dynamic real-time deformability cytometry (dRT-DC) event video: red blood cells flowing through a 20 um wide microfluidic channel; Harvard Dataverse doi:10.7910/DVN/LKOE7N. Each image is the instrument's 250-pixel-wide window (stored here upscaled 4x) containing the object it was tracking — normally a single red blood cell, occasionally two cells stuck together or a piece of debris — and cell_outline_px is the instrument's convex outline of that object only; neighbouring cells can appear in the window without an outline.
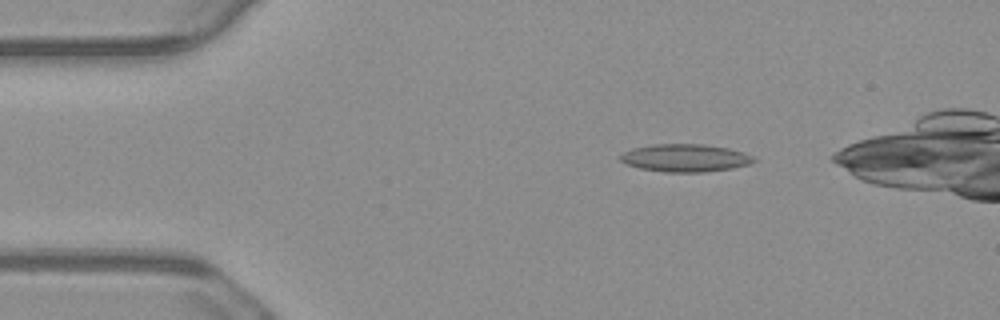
{"species": "common noctule bat (a hibernating species)", "species_latin": "Nyctalus noctula", "temperature_condition": "warm", "stored_images_in_passage": 42, "camera_frame_rate_fps": 3000, "um_per_image_px": 0.085, "animal": {"sex": "male", "body_mass_g": 23.1, "forearm_length_mm": 52.7}, "frame": {"image": 1, "passage_image": 2, "time_ms": 0.333, "image_size_px": [1000, 320], "cell_outline_px": [[756, 160], [748, 164], [732, 168], [704, 172], [664, 172], [640, 168], [628, 164], [620, 160], [620, 156], [624, 152], [632, 148], [652, 144], [704, 144], [728, 148], [744, 152], [756, 156]], "centroid_in_image_um": [58.27, 13.42], "position_along_channel_um": 26.7, "area_um2": 21.56}}
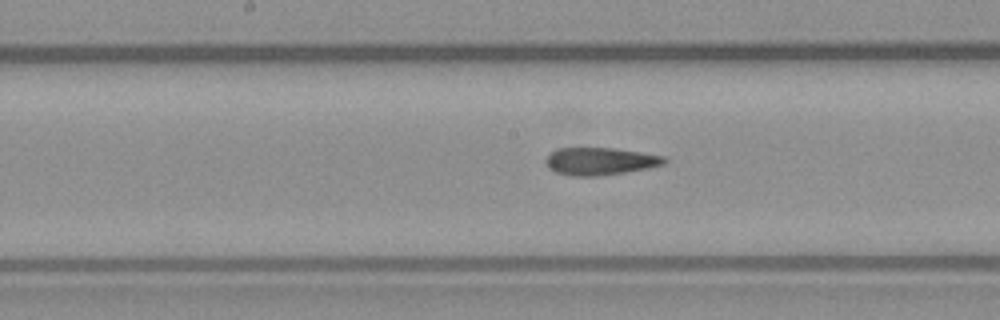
{"frame": {"image": 2, "passage_image": 20, "time_ms": 6.333, "image_size_px": [1000, 320], "cell_outline_px": [[668, 160], [664, 164], [648, 168], [624, 172], [596, 176], [572, 176], [556, 172], [548, 168], [544, 160], [556, 148], [612, 148], [640, 152], [664, 156]], "centroid_in_image_um": [50.99, 13.7], "position_along_channel_um": 197.2, "area_um2": 18.9}}
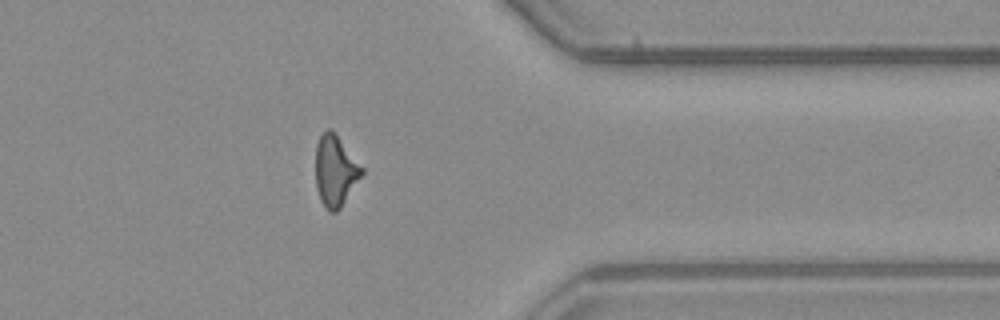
{"frame": {"image": 3, "passage_image": 36, "time_ms": 11.667, "image_size_px": [1000, 320], "cell_outline_px": [[364, 172], [340, 208], [336, 212], [328, 212], [324, 208], [320, 200], [316, 188], [316, 144], [320, 136], [328, 128], [332, 128], [364, 168]], "centroid_in_image_um": [28.5, 14.52], "position_along_channel_um": 382.9, "area_um2": 19.25}, "authors_computed_cell_mechanics": {"area_um2": 19.4208, "velocity_mm_per_s": 3.7608, "shape_relaxation_time_tau1_ms": null, "shape_relaxation_time_tau2_ms": 4.535, "deformation_change_tau1": null, "deformation_change_tau2": 0.1666}}